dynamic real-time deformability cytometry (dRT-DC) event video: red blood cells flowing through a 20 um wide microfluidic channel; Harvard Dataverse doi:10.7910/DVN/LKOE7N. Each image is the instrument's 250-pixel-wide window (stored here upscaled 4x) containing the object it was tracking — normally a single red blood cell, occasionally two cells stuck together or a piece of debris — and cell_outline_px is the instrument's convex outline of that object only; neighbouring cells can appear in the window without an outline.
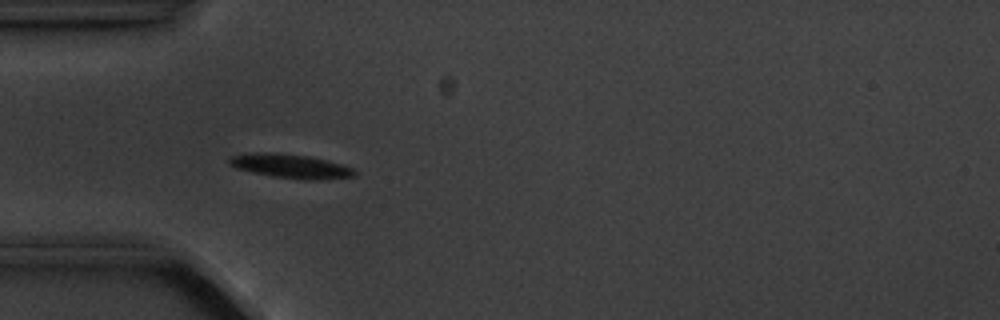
{"species": "common noctule bat (a hibernating species)", "species_latin": "Nyctalus noctula", "temperature_condition": "cold", "stored_images_in_passage": 6, "camera_frame_rate_fps": 3000, "um_per_image_px": 0.085, "animal": {"sex": "male", "body_mass_g": 20.1, "forearm_length_mm": 53.5}, "frame": {"image": 1, "passage_image": 4, "time_ms": 3.333, "image_size_px": [1000, 320], "cell_outline_px": [[356, 176], [320, 180], [304, 180], [272, 176], [252, 172], [236, 168], [228, 164], [228, 160], [232, 156], [256, 152], [264, 152], [308, 156], [328, 160], [352, 168], [356, 172]], "centroid_in_image_um": [24.72, 14.13], "position_along_channel_um": 60.3, "area_um2": 17.46}}
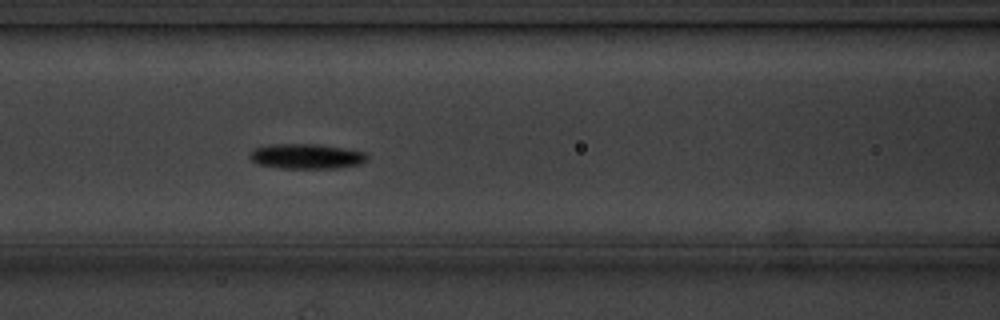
{"frame": {"image": 2, "passage_image": 6, "time_ms": 5.667, "image_size_px": [1000, 320], "cell_outline_px": [[368, 160], [364, 164], [336, 168], [280, 168], [256, 164], [248, 156], [248, 152], [256, 148], [272, 144], [320, 144], [344, 148], [364, 152], [368, 156]], "centroid_in_image_um": [26.06, 13.29], "position_along_channel_um": 140.5, "area_um2": 17.34}}